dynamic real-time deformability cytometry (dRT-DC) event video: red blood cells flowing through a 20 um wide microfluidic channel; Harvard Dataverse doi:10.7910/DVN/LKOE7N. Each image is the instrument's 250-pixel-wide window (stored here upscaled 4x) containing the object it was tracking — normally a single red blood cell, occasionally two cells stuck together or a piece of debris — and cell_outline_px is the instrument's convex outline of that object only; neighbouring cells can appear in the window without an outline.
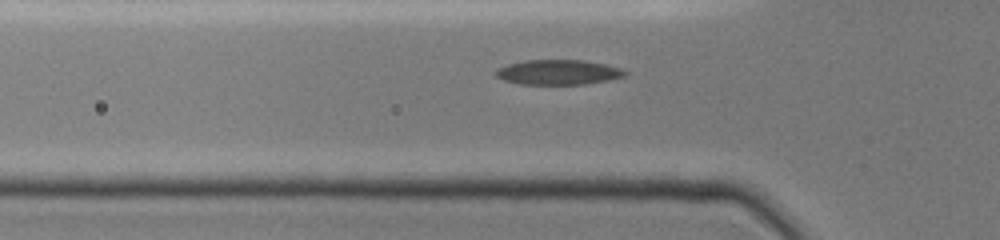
{"species": "common noctule bat (a hibernating species)", "species_latin": "Nyctalus noctula", "temperature_condition": "cold", "stored_images_in_passage": 17, "camera_frame_rate_fps": 3000, "um_per_image_px": 0.085, "animal": {"sex": "female", "body_mass_g": 19.0, "forearm_length_mm": 51.5}, "frame": {"image": 1, "passage_image": 7, "time_ms": 1.667, "image_size_px": [1000, 240], "cell_outline_px": [[628, 72], [624, 76], [608, 80], [584, 84], [520, 84], [504, 80], [496, 76], [496, 68], [508, 64], [524, 60], [584, 60], [604, 64], [620, 68]], "centroid_in_image_um": [47.43, 6.13], "position_along_channel_um": 78.4, "area_um2": 18.67}}
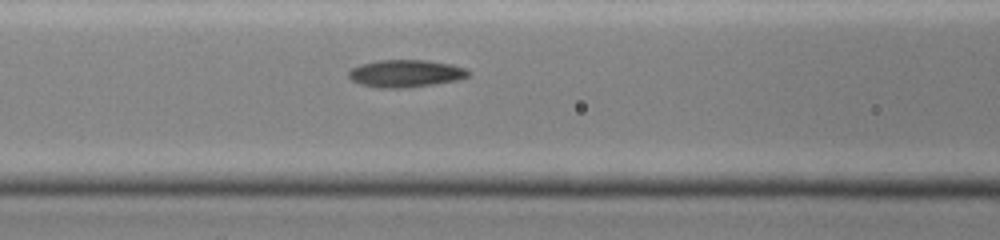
{"frame": {"image": 2, "passage_image": 11, "time_ms": 3.0, "image_size_px": [1000, 240], "cell_outline_px": [[472, 72], [468, 76], [456, 80], [436, 84], [404, 88], [380, 88], [360, 84], [352, 80], [348, 76], [348, 72], [352, 68], [360, 64], [380, 60], [428, 60], [452, 64], [464, 68]], "centroid_in_image_um": [34.49, 6.24], "position_along_channel_um": 132.1, "area_um2": 19.19}}
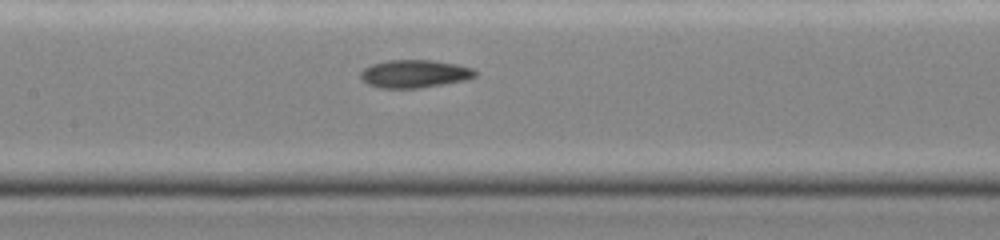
{"frame": {"image": 3, "passage_image": 15, "time_ms": 4.0, "image_size_px": [1000, 240], "cell_outline_px": [[476, 76], [468, 80], [416, 88], [380, 88], [368, 84], [360, 80], [360, 72], [364, 68], [372, 64], [388, 60], [432, 60], [460, 64], [472, 68], [476, 72]], "centroid_in_image_um": [35.23, 6.27], "position_along_channel_um": 172.2, "area_um2": 18.79}}